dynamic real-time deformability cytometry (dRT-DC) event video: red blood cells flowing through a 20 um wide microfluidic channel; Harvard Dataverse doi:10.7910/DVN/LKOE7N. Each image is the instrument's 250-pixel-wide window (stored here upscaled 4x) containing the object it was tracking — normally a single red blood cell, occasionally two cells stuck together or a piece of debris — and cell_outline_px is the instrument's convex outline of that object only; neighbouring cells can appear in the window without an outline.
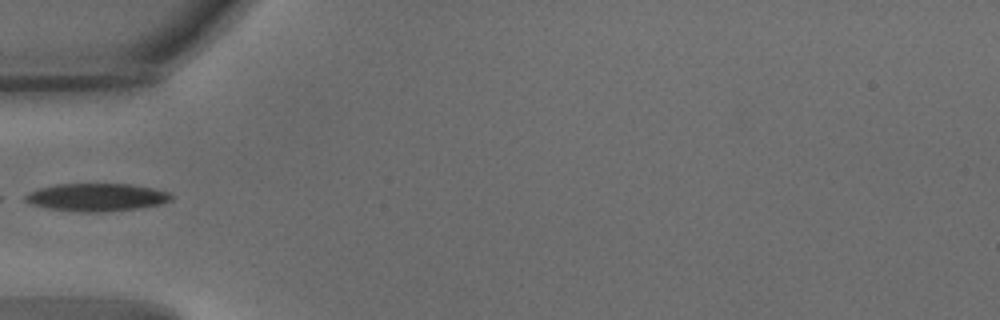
{"species": "common noctule bat (a hibernating species)", "species_latin": "Nyctalus noctula", "temperature_condition": "warm", "stored_images_in_passage": 13, "camera_frame_rate_fps": 3000, "um_per_image_px": 0.085, "animal": {"sex": "male", "body_mass_g": 15.6}, "frame": {"image": 1, "passage_image": 1, "time_ms": 0.0, "image_size_px": [1000, 320], "cell_outline_px": [[172, 200], [160, 204], [140, 208], [104, 212], [80, 212], [48, 208], [32, 204], [24, 200], [24, 196], [28, 192], [40, 188], [56, 184], [128, 184], [152, 188], [168, 192], [172, 196]], "centroid_in_image_um": [8.2, 16.77], "position_along_channel_um": 76.8, "area_um2": 23.58}}